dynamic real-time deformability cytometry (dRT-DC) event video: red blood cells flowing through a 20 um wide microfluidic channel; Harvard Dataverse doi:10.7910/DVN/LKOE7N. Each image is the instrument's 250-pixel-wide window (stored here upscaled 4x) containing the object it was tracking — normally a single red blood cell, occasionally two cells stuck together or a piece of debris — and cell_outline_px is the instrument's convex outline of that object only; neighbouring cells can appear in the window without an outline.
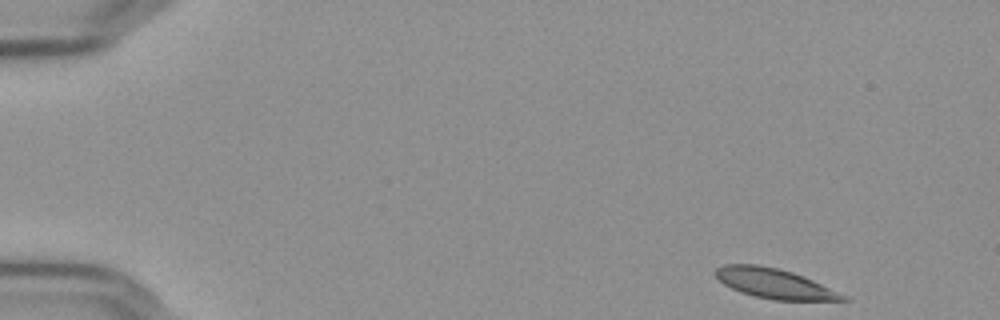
{"species": "Egyptian fruit bat (a non-hibernating species)", "species_latin": "Rousettus aegyptiacus", "temperature_condition": "cold", "stored_images_in_passage": 52, "camera_frame_rate_fps": 3000, "um_per_image_px": 0.085, "frame": {"image": 1, "passage_image": 1, "time_ms": 0.0, "image_size_px": [1000, 320], "cell_outline_px": [[848, 300], [772, 300], [740, 292], [724, 284], [716, 276], [716, 268], [724, 264], [756, 264], [776, 268], [792, 272], [812, 280], [844, 296]], "centroid_in_image_um": [65.74, 24.09], "position_along_channel_um": 19.3, "area_um2": 21.5}}
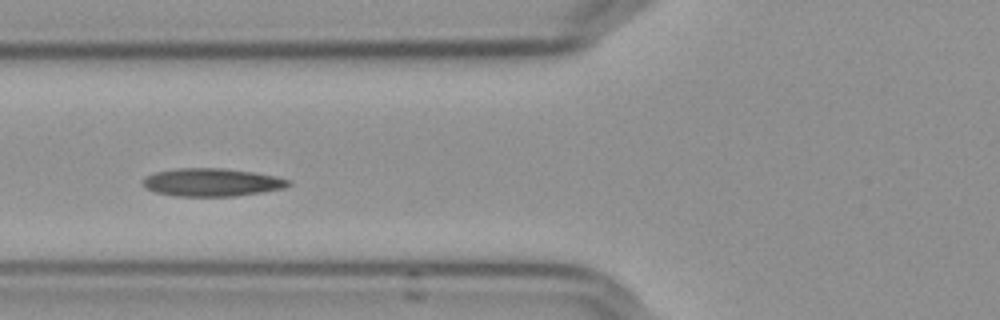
{"frame": {"image": 2, "passage_image": 18, "time_ms": 5.667, "image_size_px": [1000, 320], "cell_outline_px": [[292, 184], [284, 188], [236, 196], [176, 196], [156, 192], [148, 188], [144, 184], [144, 180], [148, 176], [156, 172], [176, 168], [224, 168], [252, 172], [276, 176], [292, 180]], "centroid_in_image_um": [18.07, 15.49], "position_along_channel_um": 107.7, "area_um2": 23.52}}
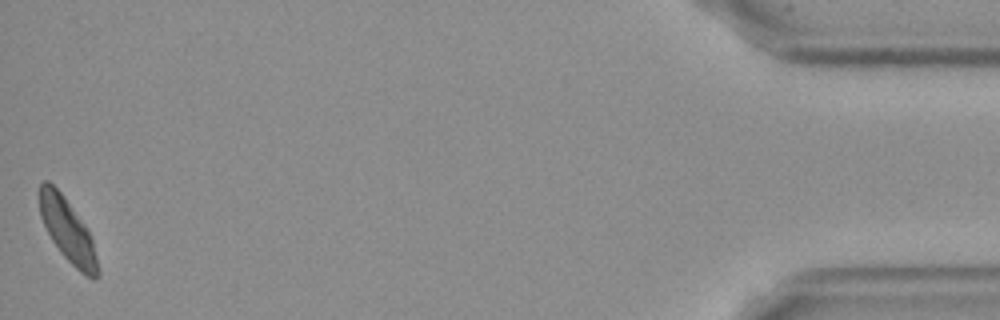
{"frame": {"image": 3, "passage_image": 52, "time_ms": 17.0, "image_size_px": [1000, 320], "cell_outline_px": [[100, 276], [96, 280], [92, 280], [84, 276], [60, 252], [52, 240], [40, 216], [40, 184], [44, 180], [48, 180], [64, 196], [84, 224], [92, 240], [100, 272]], "centroid_in_image_um": [5.77, 19.64], "position_along_channel_um": 429.4, "area_um2": 21.21}, "authors_computed_cell_mechanics": {"area_um2": 22.3686, "velocity_mm_per_s": 3.5956, "shape_relaxation_time_tau1_ms": 7.3358, "shape_relaxation_time_tau2_ms": 2.5728, "deformation_change_tau1": 0.1701, "deformation_change_tau2": 0.072}}